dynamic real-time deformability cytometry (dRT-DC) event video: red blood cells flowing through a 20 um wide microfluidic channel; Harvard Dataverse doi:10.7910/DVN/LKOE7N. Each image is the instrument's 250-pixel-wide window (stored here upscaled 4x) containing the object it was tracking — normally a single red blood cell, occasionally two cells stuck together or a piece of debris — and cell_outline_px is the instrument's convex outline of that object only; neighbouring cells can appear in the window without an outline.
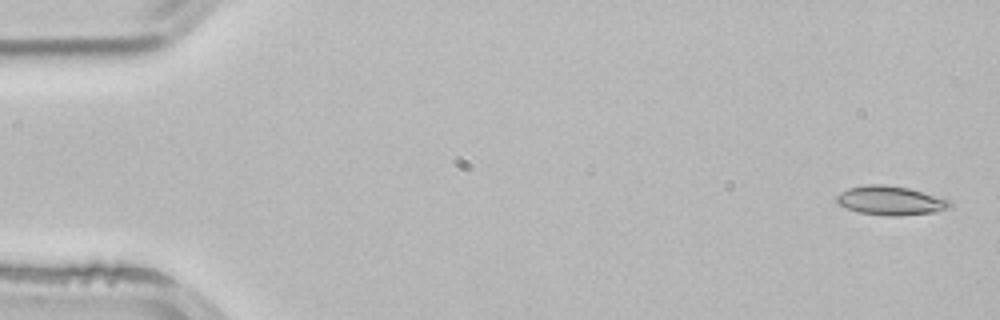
{"species": "common noctule bat (a hibernating species)", "species_latin": "Nyctalus noctula", "temperature_condition": "room temperature", "stored_images_in_passage": 53, "camera_frame_rate_fps": 3000, "um_per_image_px": 0.085, "animal": {"sex": "male", "body_mass_g": 21.5, "forearm_length_mm": 52.0}, "frame": {"image": 1, "passage_image": 2, "time_ms": 0.333, "image_size_px": [1000, 320], "cell_outline_px": [[952, 204], [936, 212], [900, 216], [888, 216], [860, 212], [848, 208], [840, 204], [836, 200], [836, 196], [840, 192], [848, 188], [868, 184], [884, 184], [908, 188], [948, 200]], "centroid_in_image_um": [75.65, 17.04], "position_along_channel_um": 9.4, "area_um2": 18.79}}
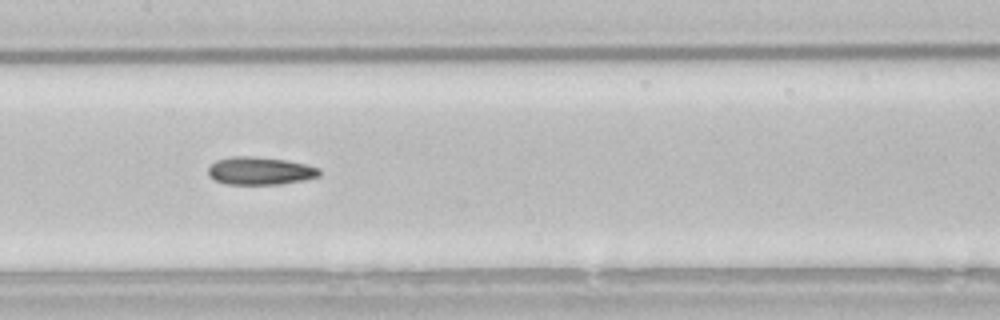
{"frame": {"image": 2, "passage_image": 26, "time_ms": 8.333, "image_size_px": [1000, 320], "cell_outline_px": [[320, 176], [304, 180], [280, 184], [224, 184], [208, 176], [208, 168], [216, 160], [232, 156], [256, 156], [284, 160], [304, 164], [320, 168]], "centroid_in_image_um": [22.09, 14.52], "position_along_channel_um": 185.3, "area_um2": 18.03}}
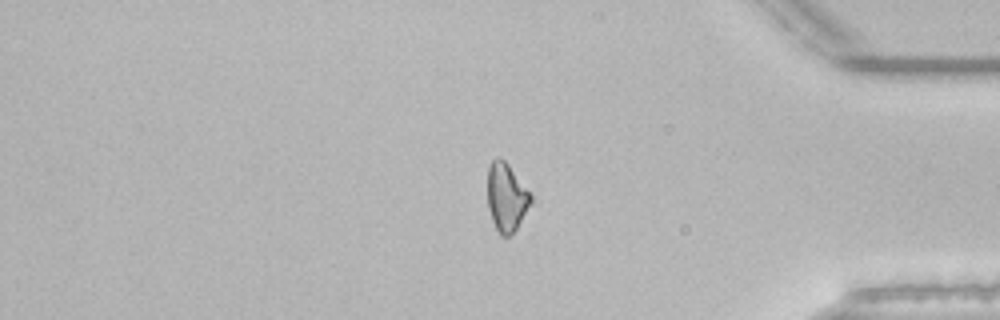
{"frame": {"image": 3, "passage_image": 44, "time_ms": 14.333, "image_size_px": [1000, 320], "cell_outline_px": [[532, 200], [516, 228], [508, 236], [500, 236], [492, 220], [488, 208], [488, 164], [496, 156], [500, 156], [508, 164], [532, 196]], "centroid_in_image_um": [43.01, 16.73], "position_along_channel_um": 392.2, "area_um2": 16.94}, "authors_computed_cell_mechanics": {"area_um2": 18.0914, "velocity_mm_per_s": 3.8801, "shape_relaxation_time_tau1_ms": null, "shape_relaxation_time_tau2_ms": 3.8398, "deformation_change_tau1": null, "deformation_change_tau2": 0.111}}